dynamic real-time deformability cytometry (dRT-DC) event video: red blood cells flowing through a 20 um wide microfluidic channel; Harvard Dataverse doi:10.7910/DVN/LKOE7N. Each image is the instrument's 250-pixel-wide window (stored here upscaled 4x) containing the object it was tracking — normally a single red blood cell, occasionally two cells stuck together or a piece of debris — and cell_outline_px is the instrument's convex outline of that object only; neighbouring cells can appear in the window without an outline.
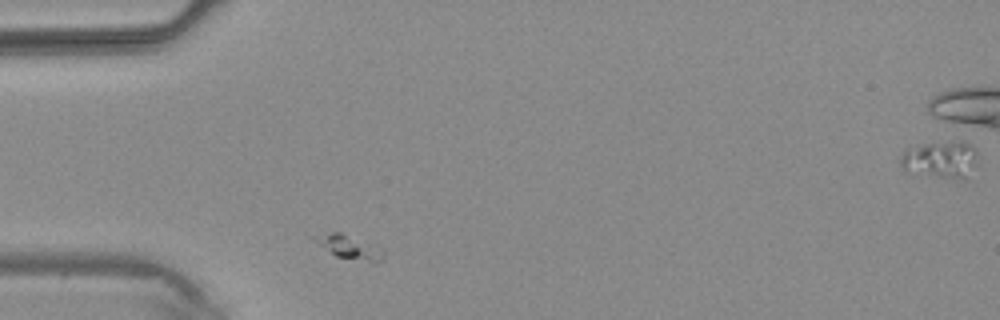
{"species": "common noctule bat (a hibernating species)", "species_latin": "Nyctalus noctula", "temperature_condition": "warm", "stored_images_in_passage": 2, "camera_frame_rate_fps": 3000, "um_per_image_px": 0.085, "animal": {"sex": "male", "body_mass_g": 20.4}, "frame": {"image": 1, "passage_image": 1, "time_ms": 0.0, "image_size_px": [1000, 320], "cell_outline_px": [[384, 260], [376, 264], [336, 256], [308, 236], [332, 232], [344, 232], [384, 248]], "centroid_in_image_um": [29.77, 21.0], "position_along_channel_um": 55.2, "area_um2": 10.0}}